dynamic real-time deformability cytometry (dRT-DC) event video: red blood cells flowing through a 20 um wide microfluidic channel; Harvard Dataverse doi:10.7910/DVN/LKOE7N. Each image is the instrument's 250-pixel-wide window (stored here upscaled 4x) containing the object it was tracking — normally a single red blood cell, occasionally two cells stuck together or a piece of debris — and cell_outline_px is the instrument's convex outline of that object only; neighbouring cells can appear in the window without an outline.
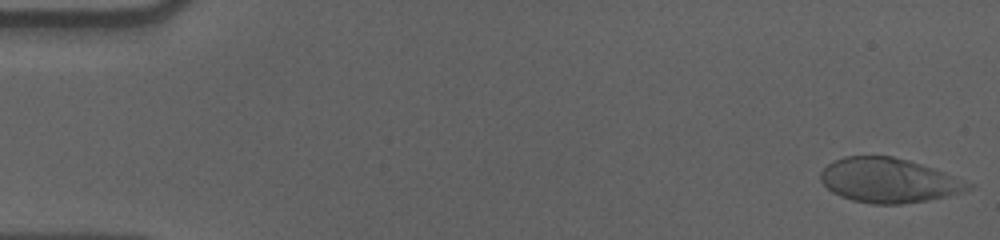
{"species": "human", "species_latin": "Homo sapiens", "temperature_condition": "cold", "stored_images_in_passage": 56, "camera_frame_rate_fps": 3000, "um_per_image_px": 0.085, "donor": {"sex": "male"}, "frame": {"image": 1, "passage_image": 1, "time_ms": 0.0, "image_size_px": [1000, 240], "cell_outline_px": [[972, 188], [964, 192], [948, 196], [928, 200], [900, 204], [872, 204], [852, 200], [840, 196], [832, 192], [820, 180], [820, 172], [828, 164], [844, 156], [892, 156], [908, 160], [944, 172], [972, 184]], "centroid_in_image_um": [75.53, 15.34], "position_along_channel_um": 9.5, "area_um2": 38.09}}
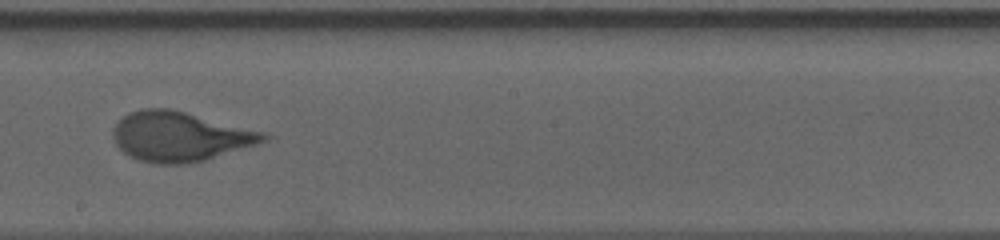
{"frame": {"image": 2, "passage_image": 32, "time_ms": 10.333, "image_size_px": [1000, 240], "cell_outline_px": [[276, 136], [268, 140], [256, 144], [204, 160], [188, 164], [156, 164], [140, 160], [128, 156], [112, 140], [112, 128], [128, 112], [140, 108], [168, 108], [264, 132]], "centroid_in_image_um": [15.26, 11.61], "position_along_channel_um": 232.9, "area_um2": 43.47}}
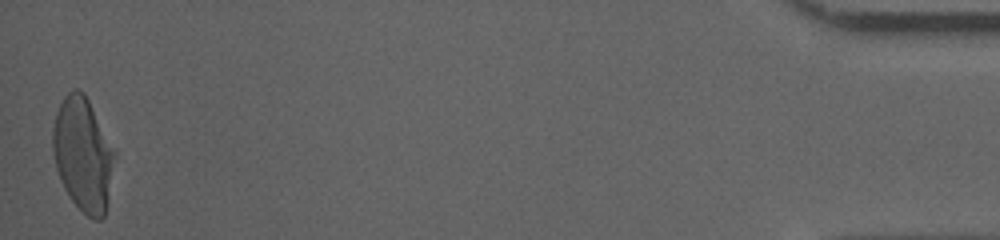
{"frame": {"image": 3, "passage_image": 56, "time_ms": 18.333, "image_size_px": [1000, 240], "cell_outline_px": [[116, 152], [104, 216], [100, 220], [96, 220], [88, 216], [72, 200], [64, 188], [60, 180], [56, 168], [52, 148], [52, 128], [56, 112], [64, 96], [72, 88], [76, 88], [84, 92]], "centroid_in_image_um": [7.03, 13.08], "position_along_channel_um": 428.2, "area_um2": 40.63}, "authors_computed_cell_mechanics": {"area_um2": 41.0958, "velocity_mm_per_s": 3.5697, "shape_relaxation_time_tau1_ms": 5.0399, "shape_relaxation_time_tau2_ms": null, "deformation_change_tau1": 0.2076, "deformation_change_tau2": null}}